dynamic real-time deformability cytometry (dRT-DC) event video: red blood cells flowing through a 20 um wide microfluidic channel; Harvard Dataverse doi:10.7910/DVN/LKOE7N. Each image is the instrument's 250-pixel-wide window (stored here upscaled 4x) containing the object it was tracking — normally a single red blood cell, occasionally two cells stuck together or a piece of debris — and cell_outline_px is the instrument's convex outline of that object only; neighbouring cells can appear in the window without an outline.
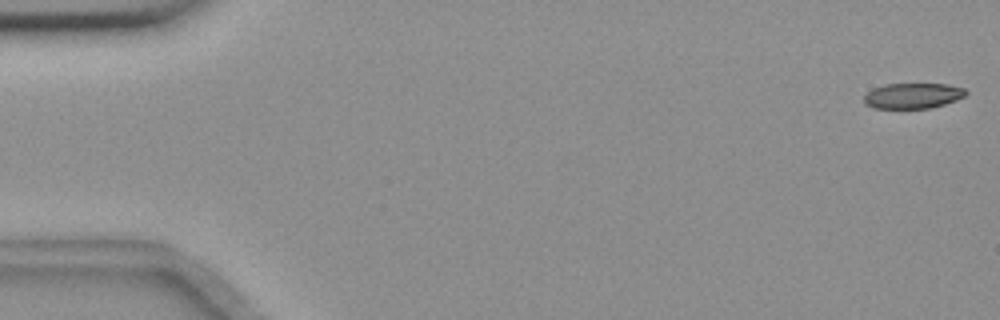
{"species": "common noctule bat (a hibernating species)", "species_latin": "Nyctalus noctula", "temperature_condition": "room temperature", "stored_images_in_passage": 56, "camera_frame_rate_fps": 3000, "um_per_image_px": 0.085, "animal": {"sex": "female", "body_mass_g": 18.4}, "frame": {"image": 1, "passage_image": 1, "time_ms": 0.0, "image_size_px": [1000, 320], "cell_outline_px": [[968, 92], [964, 96], [956, 100], [932, 108], [872, 108], [864, 104], [864, 96], [872, 88], [884, 84], [948, 84], [964, 88]], "centroid_in_image_um": [77.57, 8.14], "position_along_channel_um": 7.4, "area_um2": 15.2}}
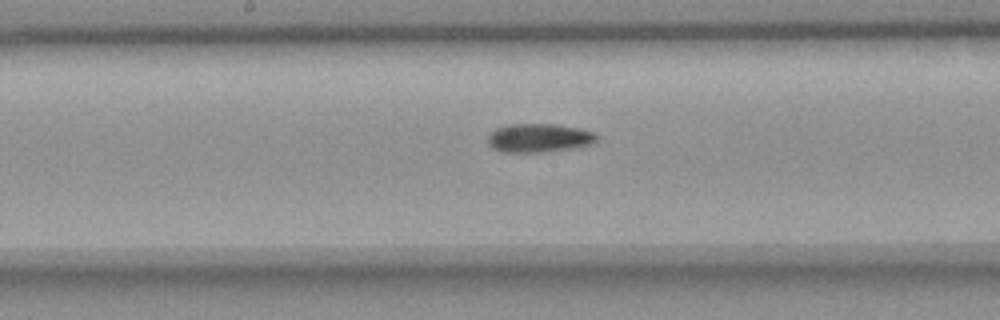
{"frame": {"image": 2, "passage_image": 29, "time_ms": 9.333, "image_size_px": [1000, 320], "cell_outline_px": [[596, 140], [592, 144], [576, 148], [540, 152], [504, 152], [492, 148], [488, 144], [488, 132], [496, 128], [508, 124], [556, 124], [580, 128], [596, 132]], "centroid_in_image_um": [45.81, 11.72], "position_along_channel_um": 202.4, "area_um2": 18.44}}
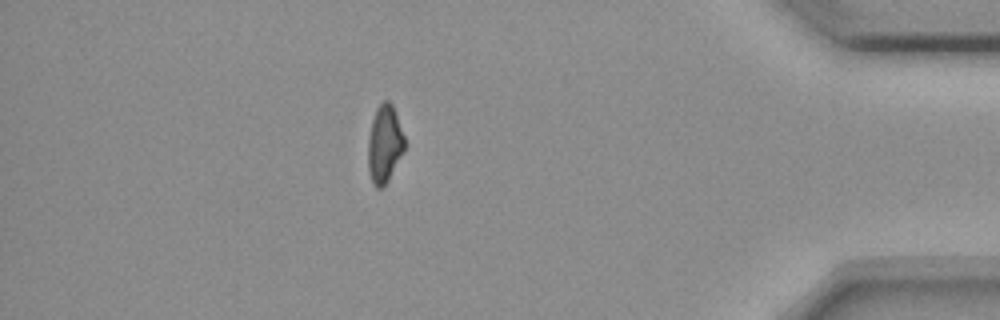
{"frame": {"image": 3, "passage_image": 49, "time_ms": 16.0, "image_size_px": [1000, 320], "cell_outline_px": [[404, 148], [388, 180], [380, 188], [376, 188], [372, 180], [368, 168], [368, 140], [372, 120], [376, 108], [384, 100], [388, 100], [392, 104], [404, 136]], "centroid_in_image_um": [32.66, 12.21], "position_along_channel_um": 402.5, "area_um2": 16.07}, "authors_computed_cell_mechanics": {"area_um2": 17.2244, "velocity_mm_per_s": 3.6473, "shape_relaxation_time_tau1_ms": 10.1289, "shape_relaxation_time_tau2_ms": null, "deformation_change_tau1": 0.1916, "deformation_change_tau2": null}}